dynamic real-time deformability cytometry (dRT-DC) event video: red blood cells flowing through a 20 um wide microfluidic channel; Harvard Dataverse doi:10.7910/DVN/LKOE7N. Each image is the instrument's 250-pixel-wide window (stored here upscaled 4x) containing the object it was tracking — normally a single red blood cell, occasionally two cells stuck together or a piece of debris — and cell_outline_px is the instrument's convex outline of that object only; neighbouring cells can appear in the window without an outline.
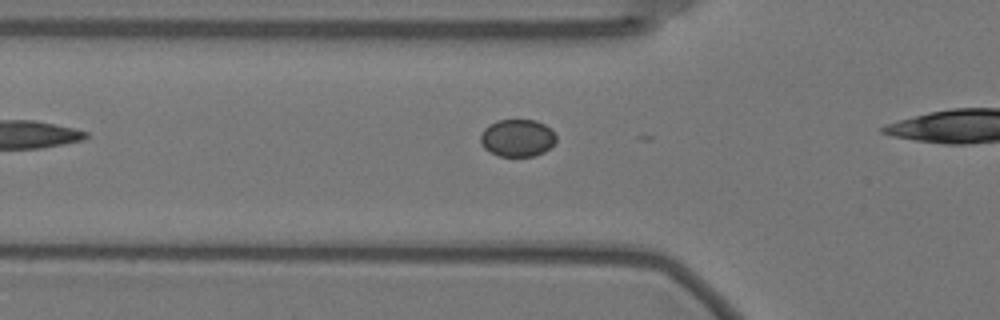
{"species": "Egyptian fruit bat (a non-hibernating species)", "species_latin": "Rousettus aegyptiacus", "temperature_condition": "warm", "stored_images_in_passage": 30, "camera_frame_rate_fps": 3000, "um_per_image_px": 0.085, "animal": {"sex": "female"}, "frame": {"image": 1, "passage_image": 3, "time_ms": 0.667, "image_size_px": [1000, 320], "cell_outline_px": [[556, 140], [544, 152], [532, 156], [500, 156], [484, 148], [480, 140], [480, 136], [484, 128], [488, 124], [496, 120], [536, 120], [544, 124], [556, 136]], "centroid_in_image_um": [43.94, 11.71], "position_along_channel_um": 81.9, "area_um2": 16.3}}
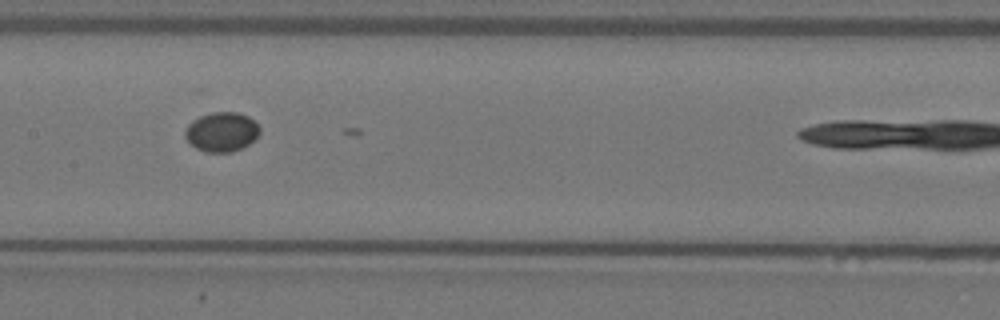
{"frame": {"image": 2, "passage_image": 12, "time_ms": 3.667, "image_size_px": [1000, 320], "cell_outline_px": [[260, 132], [248, 144], [232, 152], [204, 152], [196, 148], [184, 136], [184, 132], [188, 124], [192, 120], [200, 116], [212, 112], [236, 112], [248, 116], [260, 128]], "centroid_in_image_um": [18.81, 11.2], "position_along_channel_um": 188.6, "area_um2": 16.99}}
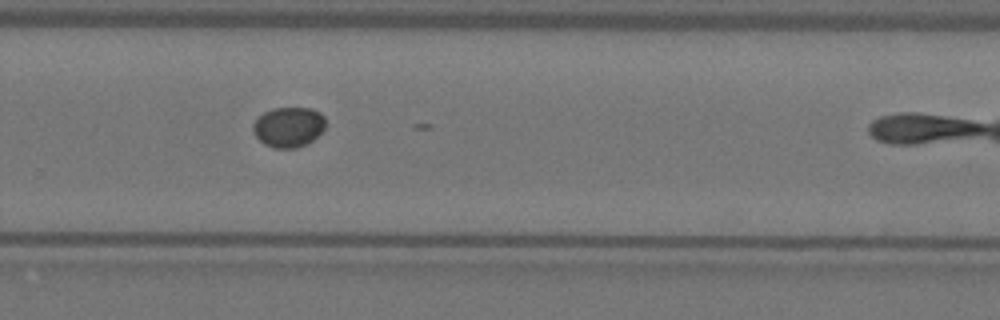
{"frame": {"image": 3, "passage_image": 22, "time_ms": 7.0, "image_size_px": [1000, 320], "cell_outline_px": [[324, 128], [312, 140], [296, 148], [272, 148], [264, 144], [252, 132], [252, 124], [264, 112], [272, 108], [312, 108], [320, 112], [324, 116]], "centroid_in_image_um": [24.5, 10.79], "position_along_channel_um": 305.3, "area_um2": 16.88}}